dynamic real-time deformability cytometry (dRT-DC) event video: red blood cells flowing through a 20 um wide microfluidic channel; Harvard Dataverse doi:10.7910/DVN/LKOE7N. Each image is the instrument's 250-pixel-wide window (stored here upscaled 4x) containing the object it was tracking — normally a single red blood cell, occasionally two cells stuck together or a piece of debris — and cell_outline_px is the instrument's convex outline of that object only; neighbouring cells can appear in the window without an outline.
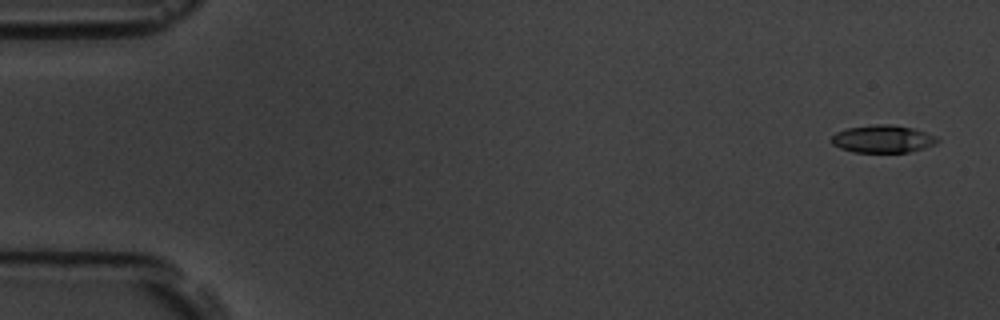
{"species": "common noctule bat (a hibernating species)", "species_latin": "Nyctalus noctula", "temperature_condition": "room temperature", "stored_images_in_passage": 5, "camera_frame_rate_fps": 3000, "um_per_image_px": 0.085, "animal": {"sex": "male", "body_mass_g": 19.5, "forearm_length_mm": 54.6}, "frame": {"image": 1, "passage_image": 1, "time_ms": 0.0, "image_size_px": [1000, 320], "cell_outline_px": [[940, 140], [936, 144], [924, 148], [908, 152], [852, 152], [840, 148], [832, 144], [832, 136], [836, 132], [848, 128], [876, 124], [892, 124], [912, 128], [936, 136]], "centroid_in_image_um": [75.04, 11.81], "position_along_channel_um": 10.0, "area_um2": 16.99}}
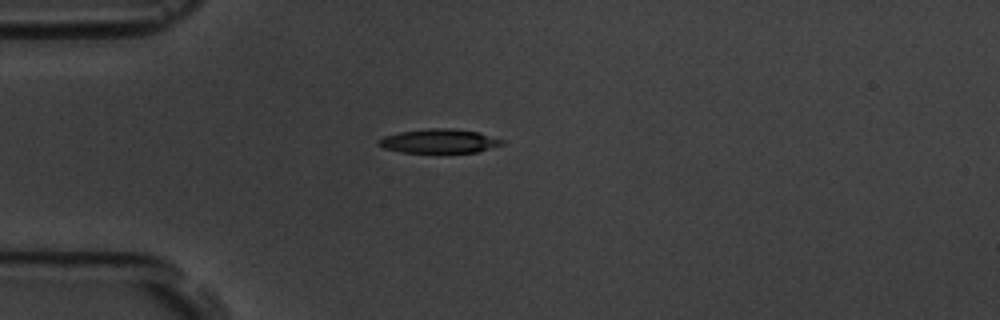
{"frame": {"image": 2, "passage_image": 5, "time_ms": 4.333, "image_size_px": [1000, 320], "cell_outline_px": [[504, 144], [476, 152], [400, 152], [384, 148], [376, 144], [376, 140], [384, 136], [400, 132], [428, 128], [452, 128], [476, 132], [504, 140]], "centroid_in_image_um": [37.28, 11.99], "position_along_channel_um": 47.7, "area_um2": 17.17}}